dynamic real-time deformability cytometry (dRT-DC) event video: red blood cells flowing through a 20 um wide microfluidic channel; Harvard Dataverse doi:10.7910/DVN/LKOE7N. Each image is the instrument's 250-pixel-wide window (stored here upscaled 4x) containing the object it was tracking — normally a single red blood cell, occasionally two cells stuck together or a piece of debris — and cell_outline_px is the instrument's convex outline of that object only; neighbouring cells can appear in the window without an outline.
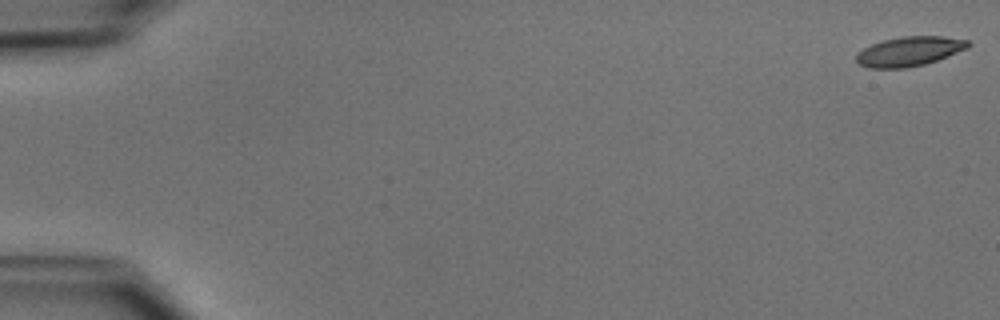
{"species": "common noctule bat (a hibernating species)", "species_latin": "Nyctalus noctula", "temperature_condition": "cold", "stored_images_in_passage": 52, "camera_frame_rate_fps": 3000, "um_per_image_px": 0.085, "animal": {"sex": "male", "body_mass_g": 15.6}, "frame": {"image": 1, "passage_image": 1, "time_ms": 0.0, "image_size_px": [1000, 320], "cell_outline_px": [[972, 44], [968, 48], [936, 60], [924, 64], [904, 68], [868, 68], [860, 64], [856, 60], [856, 52], [872, 44], [884, 40], [904, 36], [944, 36], [968, 40]], "centroid_in_image_um": [77.29, 4.36], "position_along_channel_um": 7.7, "area_um2": 19.13}}
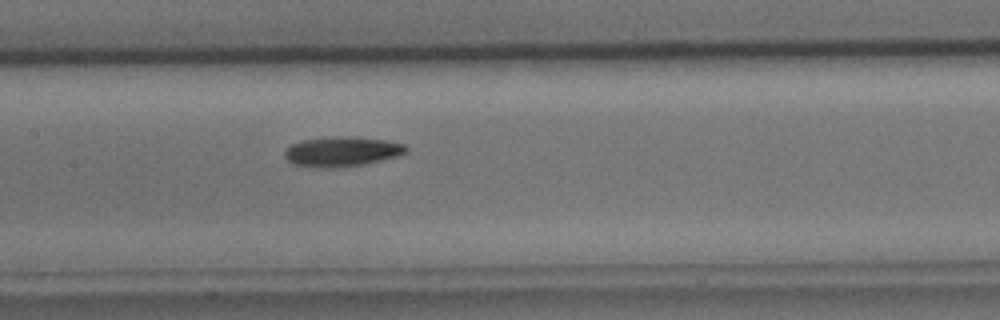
{"frame": {"image": 2, "passage_image": 26, "time_ms": 8.333, "image_size_px": [1000, 320], "cell_outline_px": [[408, 152], [396, 156], [364, 164], [332, 168], [292, 164], [284, 156], [284, 152], [292, 144], [304, 140], [328, 136], [352, 136], [384, 140], [404, 144], [408, 148]], "centroid_in_image_um": [29.07, 12.87], "position_along_channel_um": 178.3, "area_um2": 20.92}}
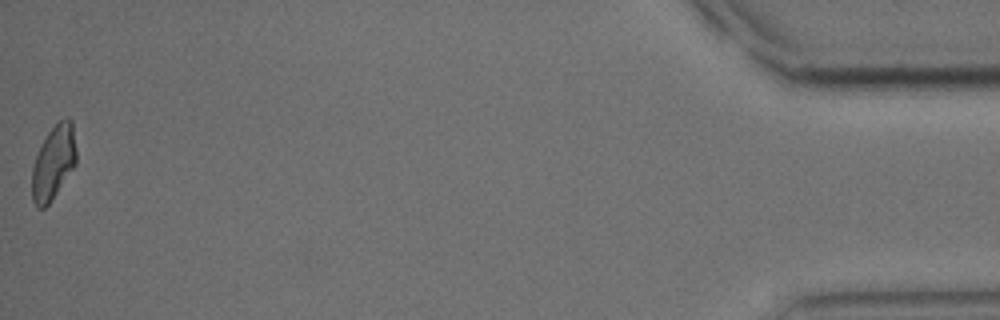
{"frame": {"image": 3, "passage_image": 52, "time_ms": 17.0, "image_size_px": [1000, 320], "cell_outline_px": [[76, 164], [52, 200], [44, 208], [36, 208], [32, 200], [32, 168], [36, 156], [48, 132], [60, 120], [68, 116], [72, 120], [76, 148]], "centroid_in_image_um": [4.56, 13.83], "position_along_channel_um": 430.6, "area_um2": 19.07}, "authors_computed_cell_mechanics": {"area_um2": 20.0566, "velocity_mm_per_s": 3.9243, "shape_relaxation_time_tau1_ms": 4.6293, "shape_relaxation_time_tau2_ms": 5.6794, "deformation_change_tau1": 0.1303, "deformation_change_tau2": 0.1304}}